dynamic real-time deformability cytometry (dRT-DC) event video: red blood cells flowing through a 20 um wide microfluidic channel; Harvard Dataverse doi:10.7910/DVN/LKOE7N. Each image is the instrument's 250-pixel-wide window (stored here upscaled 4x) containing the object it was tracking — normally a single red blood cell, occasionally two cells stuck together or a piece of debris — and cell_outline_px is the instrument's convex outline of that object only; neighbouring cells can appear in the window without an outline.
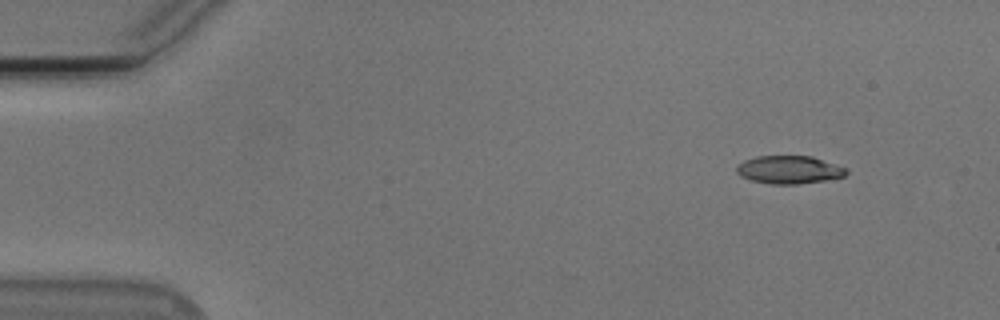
{"species": "Egyptian fruit bat (a non-hibernating species)", "species_latin": "Rousettus aegyptiacus", "temperature_condition": "cold", "stored_images_in_passage": 50, "camera_frame_rate_fps": 3000, "um_per_image_px": 0.085, "animal": {"sex": "male"}, "frame": {"image": 1, "passage_image": 1, "time_ms": 0.0, "image_size_px": [1000, 320], "cell_outline_px": [[848, 172], [844, 176], [824, 180], [796, 184], [772, 184], [752, 180], [740, 176], [736, 172], [736, 164], [744, 160], [756, 156], [812, 156], [848, 168]], "centroid_in_image_um": [67.06, 14.41], "position_along_channel_um": 17.9, "area_um2": 17.92}}
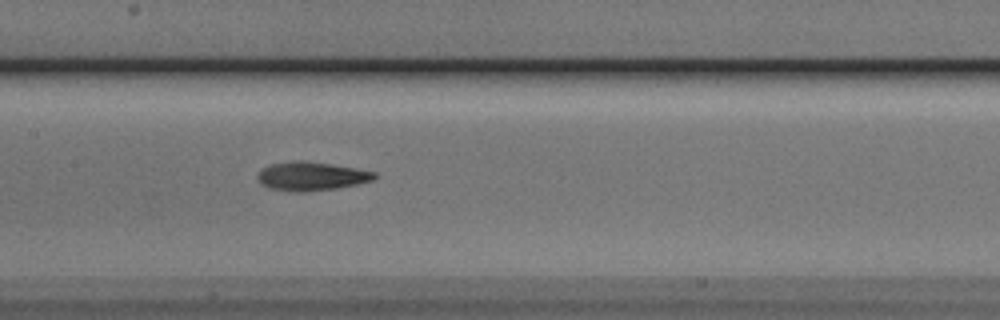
{"frame": {"image": 2, "passage_image": 22, "time_ms": 7.0, "image_size_px": [1000, 320], "cell_outline_px": [[376, 176], [372, 180], [356, 184], [336, 188], [304, 192], [296, 192], [272, 188], [260, 184], [256, 176], [264, 168], [272, 164], [292, 160], [296, 160], [328, 164], [376, 172]], "centroid_in_image_um": [26.43, 14.98], "position_along_channel_um": 181.0, "area_um2": 19.07}}
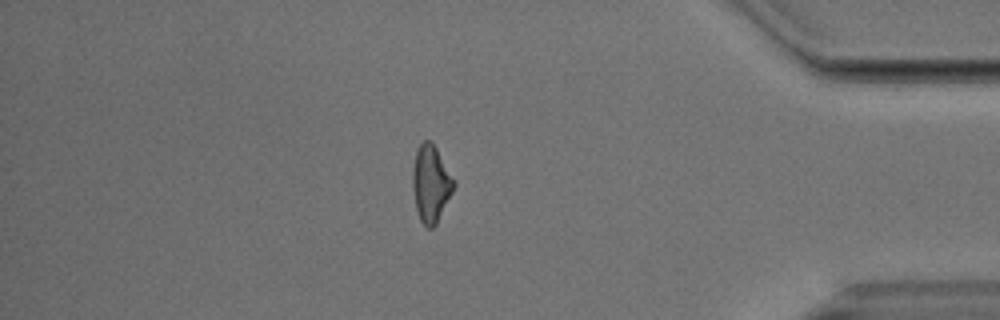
{"frame": {"image": 3, "passage_image": 42, "time_ms": 13.667, "image_size_px": [1000, 320], "cell_outline_px": [[456, 184], [436, 224], [432, 228], [428, 228], [420, 220], [416, 208], [412, 188], [412, 172], [416, 152], [420, 144], [424, 140], [432, 140], [456, 180]], "centroid_in_image_um": [36.63, 15.57], "position_along_channel_um": 398.6, "area_um2": 18.55}, "authors_computed_cell_mechanics": {"area_um2": 18.5249, "velocity_mm_per_s": 3.7847, "shape_relaxation_time_tau1_ms": 4.5299, "shape_relaxation_time_tau2_ms": 5.4472, "deformation_change_tau1": 0.1584, "deformation_change_tau2": 0.1549}}